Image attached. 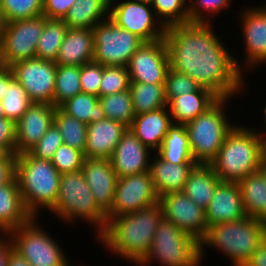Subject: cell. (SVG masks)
<instances>
[{
	"instance_id": "obj_1",
	"label": "cell",
	"mask_w": 266,
	"mask_h": 266,
	"mask_svg": "<svg viewBox=\"0 0 266 266\" xmlns=\"http://www.w3.org/2000/svg\"><path fill=\"white\" fill-rule=\"evenodd\" d=\"M215 28L213 23L194 22L166 27L170 68L190 76L218 98H234L244 94L246 78Z\"/></svg>"
},
{
	"instance_id": "obj_2",
	"label": "cell",
	"mask_w": 266,
	"mask_h": 266,
	"mask_svg": "<svg viewBox=\"0 0 266 266\" xmlns=\"http://www.w3.org/2000/svg\"><path fill=\"white\" fill-rule=\"evenodd\" d=\"M163 218L159 202L136 212L109 218L95 242L98 241L119 259L137 266L148 254Z\"/></svg>"
},
{
	"instance_id": "obj_3",
	"label": "cell",
	"mask_w": 266,
	"mask_h": 266,
	"mask_svg": "<svg viewBox=\"0 0 266 266\" xmlns=\"http://www.w3.org/2000/svg\"><path fill=\"white\" fill-rule=\"evenodd\" d=\"M265 238L266 222L260 219L246 216L238 221L214 224L200 241L201 262L205 248L211 247L223 253L230 266H245Z\"/></svg>"
},
{
	"instance_id": "obj_4",
	"label": "cell",
	"mask_w": 266,
	"mask_h": 266,
	"mask_svg": "<svg viewBox=\"0 0 266 266\" xmlns=\"http://www.w3.org/2000/svg\"><path fill=\"white\" fill-rule=\"evenodd\" d=\"M238 123L227 134L217 156L210 162L221 181L238 182L260 170L266 146L251 126Z\"/></svg>"
},
{
	"instance_id": "obj_5",
	"label": "cell",
	"mask_w": 266,
	"mask_h": 266,
	"mask_svg": "<svg viewBox=\"0 0 266 266\" xmlns=\"http://www.w3.org/2000/svg\"><path fill=\"white\" fill-rule=\"evenodd\" d=\"M60 177L51 160L38 159L29 152L16 155L15 178L23 204L32 217H38L41 211L49 212L54 207Z\"/></svg>"
},
{
	"instance_id": "obj_6",
	"label": "cell",
	"mask_w": 266,
	"mask_h": 266,
	"mask_svg": "<svg viewBox=\"0 0 266 266\" xmlns=\"http://www.w3.org/2000/svg\"><path fill=\"white\" fill-rule=\"evenodd\" d=\"M49 212L69 226L80 221L93 225L96 237L107 223V215L97 205L81 170L61 174L56 204Z\"/></svg>"
},
{
	"instance_id": "obj_7",
	"label": "cell",
	"mask_w": 266,
	"mask_h": 266,
	"mask_svg": "<svg viewBox=\"0 0 266 266\" xmlns=\"http://www.w3.org/2000/svg\"><path fill=\"white\" fill-rule=\"evenodd\" d=\"M232 99L218 98L202 114L185 124L192 158L197 164H210L217 156L225 137L238 122H232L233 119L227 115V109L230 110L228 103L231 104Z\"/></svg>"
},
{
	"instance_id": "obj_8",
	"label": "cell",
	"mask_w": 266,
	"mask_h": 266,
	"mask_svg": "<svg viewBox=\"0 0 266 266\" xmlns=\"http://www.w3.org/2000/svg\"><path fill=\"white\" fill-rule=\"evenodd\" d=\"M202 266L200 241L163 218L151 248L137 266Z\"/></svg>"
},
{
	"instance_id": "obj_9",
	"label": "cell",
	"mask_w": 266,
	"mask_h": 266,
	"mask_svg": "<svg viewBox=\"0 0 266 266\" xmlns=\"http://www.w3.org/2000/svg\"><path fill=\"white\" fill-rule=\"evenodd\" d=\"M39 220L40 216L32 217L8 233L14 250L31 266H73L61 243L40 227Z\"/></svg>"
},
{
	"instance_id": "obj_10",
	"label": "cell",
	"mask_w": 266,
	"mask_h": 266,
	"mask_svg": "<svg viewBox=\"0 0 266 266\" xmlns=\"http://www.w3.org/2000/svg\"><path fill=\"white\" fill-rule=\"evenodd\" d=\"M95 63L127 66L131 56L144 43L136 34L117 26L109 18L92 28Z\"/></svg>"
},
{
	"instance_id": "obj_11",
	"label": "cell",
	"mask_w": 266,
	"mask_h": 266,
	"mask_svg": "<svg viewBox=\"0 0 266 266\" xmlns=\"http://www.w3.org/2000/svg\"><path fill=\"white\" fill-rule=\"evenodd\" d=\"M247 7L239 11L238 18L241 40H244L243 61L234 56L236 66L246 78L244 71L249 74L261 65L266 67V4Z\"/></svg>"
},
{
	"instance_id": "obj_12",
	"label": "cell",
	"mask_w": 266,
	"mask_h": 266,
	"mask_svg": "<svg viewBox=\"0 0 266 266\" xmlns=\"http://www.w3.org/2000/svg\"><path fill=\"white\" fill-rule=\"evenodd\" d=\"M109 19L136 34L144 42L164 38L166 27L156 17L151 4L136 0H110Z\"/></svg>"
},
{
	"instance_id": "obj_13",
	"label": "cell",
	"mask_w": 266,
	"mask_h": 266,
	"mask_svg": "<svg viewBox=\"0 0 266 266\" xmlns=\"http://www.w3.org/2000/svg\"><path fill=\"white\" fill-rule=\"evenodd\" d=\"M45 19L44 15H40L4 25L0 31V43L7 67L36 57L37 44L43 33Z\"/></svg>"
},
{
	"instance_id": "obj_14",
	"label": "cell",
	"mask_w": 266,
	"mask_h": 266,
	"mask_svg": "<svg viewBox=\"0 0 266 266\" xmlns=\"http://www.w3.org/2000/svg\"><path fill=\"white\" fill-rule=\"evenodd\" d=\"M10 69L32 102L53 104L57 70L55 61L35 57L14 63Z\"/></svg>"
},
{
	"instance_id": "obj_15",
	"label": "cell",
	"mask_w": 266,
	"mask_h": 266,
	"mask_svg": "<svg viewBox=\"0 0 266 266\" xmlns=\"http://www.w3.org/2000/svg\"><path fill=\"white\" fill-rule=\"evenodd\" d=\"M157 202H159V196L149 171L120 177L117 180L112 208L106 214L107 220L136 212Z\"/></svg>"
},
{
	"instance_id": "obj_16",
	"label": "cell",
	"mask_w": 266,
	"mask_h": 266,
	"mask_svg": "<svg viewBox=\"0 0 266 266\" xmlns=\"http://www.w3.org/2000/svg\"><path fill=\"white\" fill-rule=\"evenodd\" d=\"M126 67L130 82L165 84L170 61L164 38L144 42L131 56Z\"/></svg>"
},
{
	"instance_id": "obj_17",
	"label": "cell",
	"mask_w": 266,
	"mask_h": 266,
	"mask_svg": "<svg viewBox=\"0 0 266 266\" xmlns=\"http://www.w3.org/2000/svg\"><path fill=\"white\" fill-rule=\"evenodd\" d=\"M162 213L167 221L201 241L207 231L205 210L183 192L167 193L159 197Z\"/></svg>"
},
{
	"instance_id": "obj_18",
	"label": "cell",
	"mask_w": 266,
	"mask_h": 266,
	"mask_svg": "<svg viewBox=\"0 0 266 266\" xmlns=\"http://www.w3.org/2000/svg\"><path fill=\"white\" fill-rule=\"evenodd\" d=\"M53 104L33 102L16 122L15 155L28 152L54 123Z\"/></svg>"
},
{
	"instance_id": "obj_19",
	"label": "cell",
	"mask_w": 266,
	"mask_h": 266,
	"mask_svg": "<svg viewBox=\"0 0 266 266\" xmlns=\"http://www.w3.org/2000/svg\"><path fill=\"white\" fill-rule=\"evenodd\" d=\"M152 152L127 128L110 157L118 178L149 171Z\"/></svg>"
},
{
	"instance_id": "obj_20",
	"label": "cell",
	"mask_w": 266,
	"mask_h": 266,
	"mask_svg": "<svg viewBox=\"0 0 266 266\" xmlns=\"http://www.w3.org/2000/svg\"><path fill=\"white\" fill-rule=\"evenodd\" d=\"M81 171L97 205L107 214L112 208L118 180L110 159L85 158Z\"/></svg>"
},
{
	"instance_id": "obj_21",
	"label": "cell",
	"mask_w": 266,
	"mask_h": 266,
	"mask_svg": "<svg viewBox=\"0 0 266 266\" xmlns=\"http://www.w3.org/2000/svg\"><path fill=\"white\" fill-rule=\"evenodd\" d=\"M208 227L222 222H233L247 215L237 182L222 181L216 188L212 200L205 210Z\"/></svg>"
},
{
	"instance_id": "obj_22",
	"label": "cell",
	"mask_w": 266,
	"mask_h": 266,
	"mask_svg": "<svg viewBox=\"0 0 266 266\" xmlns=\"http://www.w3.org/2000/svg\"><path fill=\"white\" fill-rule=\"evenodd\" d=\"M127 128L107 118L87 124L85 158L110 159Z\"/></svg>"
},
{
	"instance_id": "obj_23",
	"label": "cell",
	"mask_w": 266,
	"mask_h": 266,
	"mask_svg": "<svg viewBox=\"0 0 266 266\" xmlns=\"http://www.w3.org/2000/svg\"><path fill=\"white\" fill-rule=\"evenodd\" d=\"M172 124L169 109L164 107L135 115L129 128L145 147L156 153Z\"/></svg>"
},
{
	"instance_id": "obj_24",
	"label": "cell",
	"mask_w": 266,
	"mask_h": 266,
	"mask_svg": "<svg viewBox=\"0 0 266 266\" xmlns=\"http://www.w3.org/2000/svg\"><path fill=\"white\" fill-rule=\"evenodd\" d=\"M94 36L92 29L68 28L58 51V65L82 66L93 62Z\"/></svg>"
},
{
	"instance_id": "obj_25",
	"label": "cell",
	"mask_w": 266,
	"mask_h": 266,
	"mask_svg": "<svg viewBox=\"0 0 266 266\" xmlns=\"http://www.w3.org/2000/svg\"><path fill=\"white\" fill-rule=\"evenodd\" d=\"M197 164H173L156 153L151 158L149 172L159 197L172 192H182L190 172Z\"/></svg>"
},
{
	"instance_id": "obj_26",
	"label": "cell",
	"mask_w": 266,
	"mask_h": 266,
	"mask_svg": "<svg viewBox=\"0 0 266 266\" xmlns=\"http://www.w3.org/2000/svg\"><path fill=\"white\" fill-rule=\"evenodd\" d=\"M31 218L32 215L23 204L17 179L0 185V233L8 234Z\"/></svg>"
},
{
	"instance_id": "obj_27",
	"label": "cell",
	"mask_w": 266,
	"mask_h": 266,
	"mask_svg": "<svg viewBox=\"0 0 266 266\" xmlns=\"http://www.w3.org/2000/svg\"><path fill=\"white\" fill-rule=\"evenodd\" d=\"M218 97L210 90L200 87L197 91L173 98L168 104L172 122L187 124L202 114Z\"/></svg>"
},
{
	"instance_id": "obj_28",
	"label": "cell",
	"mask_w": 266,
	"mask_h": 266,
	"mask_svg": "<svg viewBox=\"0 0 266 266\" xmlns=\"http://www.w3.org/2000/svg\"><path fill=\"white\" fill-rule=\"evenodd\" d=\"M221 182L209 164H197L190 172L182 192L206 210Z\"/></svg>"
},
{
	"instance_id": "obj_29",
	"label": "cell",
	"mask_w": 266,
	"mask_h": 266,
	"mask_svg": "<svg viewBox=\"0 0 266 266\" xmlns=\"http://www.w3.org/2000/svg\"><path fill=\"white\" fill-rule=\"evenodd\" d=\"M245 213L266 222V177L258 170L237 182Z\"/></svg>"
},
{
	"instance_id": "obj_30",
	"label": "cell",
	"mask_w": 266,
	"mask_h": 266,
	"mask_svg": "<svg viewBox=\"0 0 266 266\" xmlns=\"http://www.w3.org/2000/svg\"><path fill=\"white\" fill-rule=\"evenodd\" d=\"M110 0H77L64 21L68 28L92 29L109 18Z\"/></svg>"
},
{
	"instance_id": "obj_31",
	"label": "cell",
	"mask_w": 266,
	"mask_h": 266,
	"mask_svg": "<svg viewBox=\"0 0 266 266\" xmlns=\"http://www.w3.org/2000/svg\"><path fill=\"white\" fill-rule=\"evenodd\" d=\"M156 154L164 161L173 164H197L192 158L185 124L173 123L168 128Z\"/></svg>"
},
{
	"instance_id": "obj_32",
	"label": "cell",
	"mask_w": 266,
	"mask_h": 266,
	"mask_svg": "<svg viewBox=\"0 0 266 266\" xmlns=\"http://www.w3.org/2000/svg\"><path fill=\"white\" fill-rule=\"evenodd\" d=\"M165 84L130 82L135 115L167 107Z\"/></svg>"
},
{
	"instance_id": "obj_33",
	"label": "cell",
	"mask_w": 266,
	"mask_h": 266,
	"mask_svg": "<svg viewBox=\"0 0 266 266\" xmlns=\"http://www.w3.org/2000/svg\"><path fill=\"white\" fill-rule=\"evenodd\" d=\"M59 108L86 124L105 119V112L99 103V97L83 92L76 94Z\"/></svg>"
},
{
	"instance_id": "obj_34",
	"label": "cell",
	"mask_w": 266,
	"mask_h": 266,
	"mask_svg": "<svg viewBox=\"0 0 266 266\" xmlns=\"http://www.w3.org/2000/svg\"><path fill=\"white\" fill-rule=\"evenodd\" d=\"M67 31L68 26L63 19L46 18L37 44L36 58L55 61Z\"/></svg>"
},
{
	"instance_id": "obj_35",
	"label": "cell",
	"mask_w": 266,
	"mask_h": 266,
	"mask_svg": "<svg viewBox=\"0 0 266 266\" xmlns=\"http://www.w3.org/2000/svg\"><path fill=\"white\" fill-rule=\"evenodd\" d=\"M7 119L15 123L23 116L33 103L23 86L14 78L10 67H7V87L4 97L0 100Z\"/></svg>"
},
{
	"instance_id": "obj_36",
	"label": "cell",
	"mask_w": 266,
	"mask_h": 266,
	"mask_svg": "<svg viewBox=\"0 0 266 266\" xmlns=\"http://www.w3.org/2000/svg\"><path fill=\"white\" fill-rule=\"evenodd\" d=\"M81 92L80 66L57 64L53 105L59 108Z\"/></svg>"
},
{
	"instance_id": "obj_37",
	"label": "cell",
	"mask_w": 266,
	"mask_h": 266,
	"mask_svg": "<svg viewBox=\"0 0 266 266\" xmlns=\"http://www.w3.org/2000/svg\"><path fill=\"white\" fill-rule=\"evenodd\" d=\"M99 103L105 112V118L130 127L135 117L130 90L99 97Z\"/></svg>"
},
{
	"instance_id": "obj_38",
	"label": "cell",
	"mask_w": 266,
	"mask_h": 266,
	"mask_svg": "<svg viewBox=\"0 0 266 266\" xmlns=\"http://www.w3.org/2000/svg\"><path fill=\"white\" fill-rule=\"evenodd\" d=\"M54 124L57 126L63 142L84 153L87 139V124L69 116L56 108Z\"/></svg>"
},
{
	"instance_id": "obj_39",
	"label": "cell",
	"mask_w": 266,
	"mask_h": 266,
	"mask_svg": "<svg viewBox=\"0 0 266 266\" xmlns=\"http://www.w3.org/2000/svg\"><path fill=\"white\" fill-rule=\"evenodd\" d=\"M151 6L165 27L189 22L188 0H153Z\"/></svg>"
},
{
	"instance_id": "obj_40",
	"label": "cell",
	"mask_w": 266,
	"mask_h": 266,
	"mask_svg": "<svg viewBox=\"0 0 266 266\" xmlns=\"http://www.w3.org/2000/svg\"><path fill=\"white\" fill-rule=\"evenodd\" d=\"M231 3L232 0H188L189 22L215 23L213 20L222 10L228 11Z\"/></svg>"
},
{
	"instance_id": "obj_41",
	"label": "cell",
	"mask_w": 266,
	"mask_h": 266,
	"mask_svg": "<svg viewBox=\"0 0 266 266\" xmlns=\"http://www.w3.org/2000/svg\"><path fill=\"white\" fill-rule=\"evenodd\" d=\"M6 23L43 15V0H1Z\"/></svg>"
},
{
	"instance_id": "obj_42",
	"label": "cell",
	"mask_w": 266,
	"mask_h": 266,
	"mask_svg": "<svg viewBox=\"0 0 266 266\" xmlns=\"http://www.w3.org/2000/svg\"><path fill=\"white\" fill-rule=\"evenodd\" d=\"M130 77L126 66H103L99 97L129 90Z\"/></svg>"
},
{
	"instance_id": "obj_43",
	"label": "cell",
	"mask_w": 266,
	"mask_h": 266,
	"mask_svg": "<svg viewBox=\"0 0 266 266\" xmlns=\"http://www.w3.org/2000/svg\"><path fill=\"white\" fill-rule=\"evenodd\" d=\"M167 104L175 97L197 91L201 86L190 76L169 68L165 79Z\"/></svg>"
},
{
	"instance_id": "obj_44",
	"label": "cell",
	"mask_w": 266,
	"mask_h": 266,
	"mask_svg": "<svg viewBox=\"0 0 266 266\" xmlns=\"http://www.w3.org/2000/svg\"><path fill=\"white\" fill-rule=\"evenodd\" d=\"M84 159L85 156L82 151L63 143L55 151L51 161L60 174H65L81 170Z\"/></svg>"
},
{
	"instance_id": "obj_45",
	"label": "cell",
	"mask_w": 266,
	"mask_h": 266,
	"mask_svg": "<svg viewBox=\"0 0 266 266\" xmlns=\"http://www.w3.org/2000/svg\"><path fill=\"white\" fill-rule=\"evenodd\" d=\"M62 136L53 123L43 137L28 151L38 159L52 160L55 151L63 144Z\"/></svg>"
},
{
	"instance_id": "obj_46",
	"label": "cell",
	"mask_w": 266,
	"mask_h": 266,
	"mask_svg": "<svg viewBox=\"0 0 266 266\" xmlns=\"http://www.w3.org/2000/svg\"><path fill=\"white\" fill-rule=\"evenodd\" d=\"M103 65L90 62L80 67L82 92L99 97Z\"/></svg>"
},
{
	"instance_id": "obj_47",
	"label": "cell",
	"mask_w": 266,
	"mask_h": 266,
	"mask_svg": "<svg viewBox=\"0 0 266 266\" xmlns=\"http://www.w3.org/2000/svg\"><path fill=\"white\" fill-rule=\"evenodd\" d=\"M77 0H43V15L48 19H64Z\"/></svg>"
},
{
	"instance_id": "obj_48",
	"label": "cell",
	"mask_w": 266,
	"mask_h": 266,
	"mask_svg": "<svg viewBox=\"0 0 266 266\" xmlns=\"http://www.w3.org/2000/svg\"><path fill=\"white\" fill-rule=\"evenodd\" d=\"M0 145L15 155L16 123L6 117L0 118Z\"/></svg>"
},
{
	"instance_id": "obj_49",
	"label": "cell",
	"mask_w": 266,
	"mask_h": 266,
	"mask_svg": "<svg viewBox=\"0 0 266 266\" xmlns=\"http://www.w3.org/2000/svg\"><path fill=\"white\" fill-rule=\"evenodd\" d=\"M16 155L11 154L5 161L0 162V185H6L15 178Z\"/></svg>"
},
{
	"instance_id": "obj_50",
	"label": "cell",
	"mask_w": 266,
	"mask_h": 266,
	"mask_svg": "<svg viewBox=\"0 0 266 266\" xmlns=\"http://www.w3.org/2000/svg\"><path fill=\"white\" fill-rule=\"evenodd\" d=\"M14 249L8 234L0 233V266H7L9 253Z\"/></svg>"
},
{
	"instance_id": "obj_51",
	"label": "cell",
	"mask_w": 266,
	"mask_h": 266,
	"mask_svg": "<svg viewBox=\"0 0 266 266\" xmlns=\"http://www.w3.org/2000/svg\"><path fill=\"white\" fill-rule=\"evenodd\" d=\"M245 266H266V238L258 246Z\"/></svg>"
},
{
	"instance_id": "obj_52",
	"label": "cell",
	"mask_w": 266,
	"mask_h": 266,
	"mask_svg": "<svg viewBox=\"0 0 266 266\" xmlns=\"http://www.w3.org/2000/svg\"><path fill=\"white\" fill-rule=\"evenodd\" d=\"M7 266H31V265L26 259H24L19 253H17V251L13 249L9 253Z\"/></svg>"
},
{
	"instance_id": "obj_53",
	"label": "cell",
	"mask_w": 266,
	"mask_h": 266,
	"mask_svg": "<svg viewBox=\"0 0 266 266\" xmlns=\"http://www.w3.org/2000/svg\"><path fill=\"white\" fill-rule=\"evenodd\" d=\"M7 87V67L0 71V100L4 97Z\"/></svg>"
},
{
	"instance_id": "obj_54",
	"label": "cell",
	"mask_w": 266,
	"mask_h": 266,
	"mask_svg": "<svg viewBox=\"0 0 266 266\" xmlns=\"http://www.w3.org/2000/svg\"><path fill=\"white\" fill-rule=\"evenodd\" d=\"M263 111H264L263 117H264V120H265L263 123L266 124V104L264 106ZM264 126H263V128H265V129L264 130L261 129L262 131H260L259 129L257 130V127L255 128V126H254L253 129L263 140L266 141V125H264Z\"/></svg>"
},
{
	"instance_id": "obj_55",
	"label": "cell",
	"mask_w": 266,
	"mask_h": 266,
	"mask_svg": "<svg viewBox=\"0 0 266 266\" xmlns=\"http://www.w3.org/2000/svg\"><path fill=\"white\" fill-rule=\"evenodd\" d=\"M260 171L266 177V146H265V148L263 150L262 157H261Z\"/></svg>"
},
{
	"instance_id": "obj_56",
	"label": "cell",
	"mask_w": 266,
	"mask_h": 266,
	"mask_svg": "<svg viewBox=\"0 0 266 266\" xmlns=\"http://www.w3.org/2000/svg\"><path fill=\"white\" fill-rule=\"evenodd\" d=\"M11 153L3 146L0 145V162L5 161Z\"/></svg>"
},
{
	"instance_id": "obj_57",
	"label": "cell",
	"mask_w": 266,
	"mask_h": 266,
	"mask_svg": "<svg viewBox=\"0 0 266 266\" xmlns=\"http://www.w3.org/2000/svg\"><path fill=\"white\" fill-rule=\"evenodd\" d=\"M5 24H6V20H5L3 11H2V3L0 0V31L2 30Z\"/></svg>"
},
{
	"instance_id": "obj_58",
	"label": "cell",
	"mask_w": 266,
	"mask_h": 266,
	"mask_svg": "<svg viewBox=\"0 0 266 266\" xmlns=\"http://www.w3.org/2000/svg\"><path fill=\"white\" fill-rule=\"evenodd\" d=\"M7 66L4 62V58H3V52H2V46L0 43V71H2L3 69H5Z\"/></svg>"
},
{
	"instance_id": "obj_59",
	"label": "cell",
	"mask_w": 266,
	"mask_h": 266,
	"mask_svg": "<svg viewBox=\"0 0 266 266\" xmlns=\"http://www.w3.org/2000/svg\"><path fill=\"white\" fill-rule=\"evenodd\" d=\"M2 117H5V114H4V109L2 107V104L0 102V118H2Z\"/></svg>"
},
{
	"instance_id": "obj_60",
	"label": "cell",
	"mask_w": 266,
	"mask_h": 266,
	"mask_svg": "<svg viewBox=\"0 0 266 266\" xmlns=\"http://www.w3.org/2000/svg\"><path fill=\"white\" fill-rule=\"evenodd\" d=\"M136 1L146 2V3H149V4H151L153 2V0H136Z\"/></svg>"
}]
</instances>
